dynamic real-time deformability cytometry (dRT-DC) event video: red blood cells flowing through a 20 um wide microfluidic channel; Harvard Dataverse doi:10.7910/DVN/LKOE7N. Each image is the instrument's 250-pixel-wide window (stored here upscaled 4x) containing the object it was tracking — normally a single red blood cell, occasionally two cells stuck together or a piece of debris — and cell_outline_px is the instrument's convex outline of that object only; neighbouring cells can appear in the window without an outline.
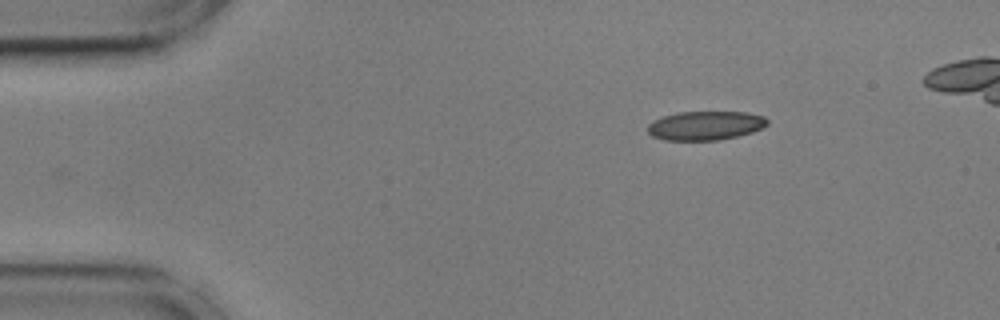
{"species": "common noctule bat (a hibernating species)", "species_latin": "Nyctalus noctula", "temperature_condition": "cold", "stored_images_in_passage": 16, "camera_frame_rate_fps": 3000, "um_per_image_px": 0.085, "animal": {"sex": "male", "body_mass_g": 17.9, "forearm_length_mm": 54.2}, "frame": {"image": 1, "passage_image": 1, "time_ms": 0.0, "image_size_px": [1000, 320], "cell_outline_px": [[768, 124], [752, 132], [720, 140], [664, 140], [652, 136], [648, 132], [648, 124], [652, 120], [664, 116], [680, 112], [744, 112], [764, 116], [768, 120]], "centroid_in_image_um": [59.94, 10.67], "position_along_channel_um": 25.1, "area_um2": 20.11}}